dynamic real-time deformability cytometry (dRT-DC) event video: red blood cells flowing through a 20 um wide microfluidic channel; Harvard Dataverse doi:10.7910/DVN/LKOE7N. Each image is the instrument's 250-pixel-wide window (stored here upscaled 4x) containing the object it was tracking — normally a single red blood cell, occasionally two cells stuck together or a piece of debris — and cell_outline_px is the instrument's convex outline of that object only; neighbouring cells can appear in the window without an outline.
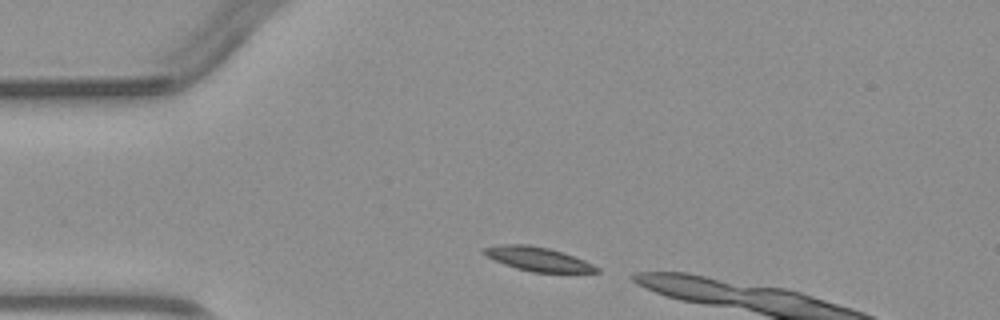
{"species": "common noctule bat (a hibernating species)", "species_latin": "Nyctalus noctula", "temperature_condition": "warm", "stored_images_in_passage": 3, "camera_frame_rate_fps": 3000, "um_per_image_px": 0.085, "animal": {"sex": "male", "body_mass_g": 23.1, "forearm_length_mm": 52.7}, "frame": {"image": 1, "passage_image": 1, "time_ms": 0.0, "image_size_px": [1000, 320], "cell_outline_px": [[600, 272], [532, 272], [516, 268], [504, 264], [484, 256], [480, 252], [480, 248], [500, 244], [528, 244], [548, 248], [584, 260], [600, 268]], "centroid_in_image_um": [45.62, 22.0], "position_along_channel_um": 39.4, "area_um2": 15.78}}